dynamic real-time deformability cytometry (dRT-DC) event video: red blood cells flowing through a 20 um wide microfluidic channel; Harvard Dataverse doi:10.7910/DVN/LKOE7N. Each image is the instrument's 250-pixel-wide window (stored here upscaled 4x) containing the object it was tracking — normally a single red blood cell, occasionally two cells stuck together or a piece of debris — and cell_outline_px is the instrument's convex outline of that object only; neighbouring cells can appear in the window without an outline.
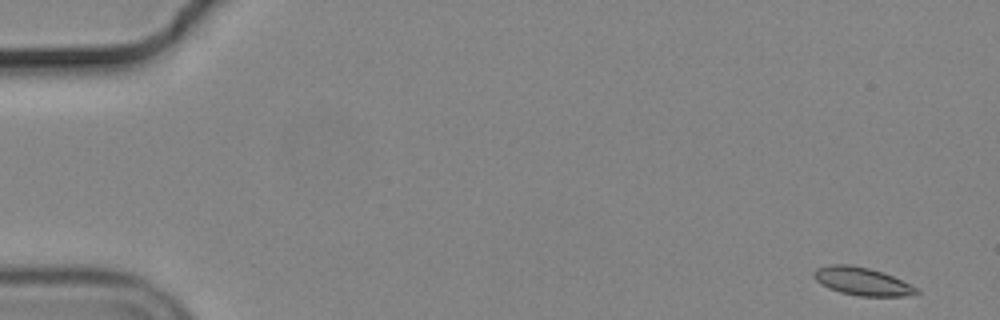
{"species": "common noctule bat (a hibernating species)", "species_latin": "Nyctalus noctula", "temperature_condition": "cold", "stored_images_in_passage": 54, "camera_frame_rate_fps": 3000, "um_per_image_px": 0.085, "animal": {"sex": "male", "body_mass_g": 19.2, "forearm_length_mm": 51.8}, "frame": {"image": 1, "passage_image": 1, "time_ms": 0.0, "image_size_px": [1000, 320], "cell_outline_px": [[920, 292], [904, 296], [860, 296], [840, 292], [828, 288], [820, 284], [812, 276], [812, 272], [816, 268], [832, 264], [852, 264], [884, 272], [920, 288]], "centroid_in_image_um": [73.27, 23.9], "position_along_channel_um": 11.7, "area_um2": 16.94}}
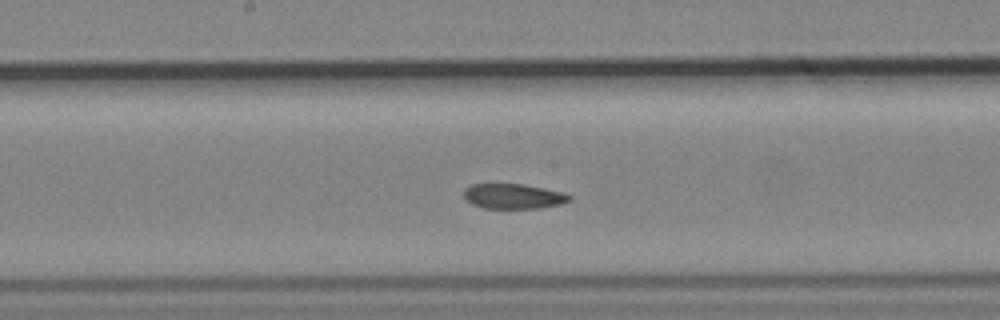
{"frame": {"image": 2, "passage_image": 28, "time_ms": 9.0, "image_size_px": [1000, 320], "cell_outline_px": [[572, 200], [564, 204], [540, 208], [484, 208], [472, 204], [464, 200], [464, 188], [472, 184], [524, 184], [564, 192], [572, 196]], "centroid_in_image_um": [43.67, 16.68], "position_along_channel_um": 204.5, "area_um2": 15.66}}
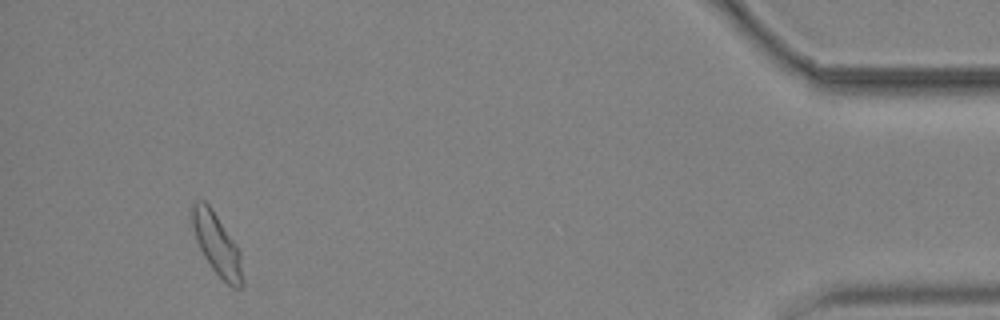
{"frame": {"image": 3, "passage_image": 51, "time_ms": 16.667, "image_size_px": [1000, 320], "cell_outline_px": [[244, 288], [232, 288], [212, 268], [204, 256], [196, 240], [192, 224], [192, 204], [196, 200], [204, 200], [212, 208], [236, 244], [240, 252], [244, 280]], "centroid_in_image_um": [18.46, 20.78], "position_along_channel_um": 416.7, "area_um2": 18.09}, "authors_computed_cell_mechanics": {"area_um2": 16.8198, "velocity_mm_per_s": 3.6741, "shape_relaxation_time_tau1_ms": 7.2089, "shape_relaxation_time_tau2_ms": 3.3134, "deformation_change_tau1": 0.1342, "deformation_change_tau2": 0.0673}}